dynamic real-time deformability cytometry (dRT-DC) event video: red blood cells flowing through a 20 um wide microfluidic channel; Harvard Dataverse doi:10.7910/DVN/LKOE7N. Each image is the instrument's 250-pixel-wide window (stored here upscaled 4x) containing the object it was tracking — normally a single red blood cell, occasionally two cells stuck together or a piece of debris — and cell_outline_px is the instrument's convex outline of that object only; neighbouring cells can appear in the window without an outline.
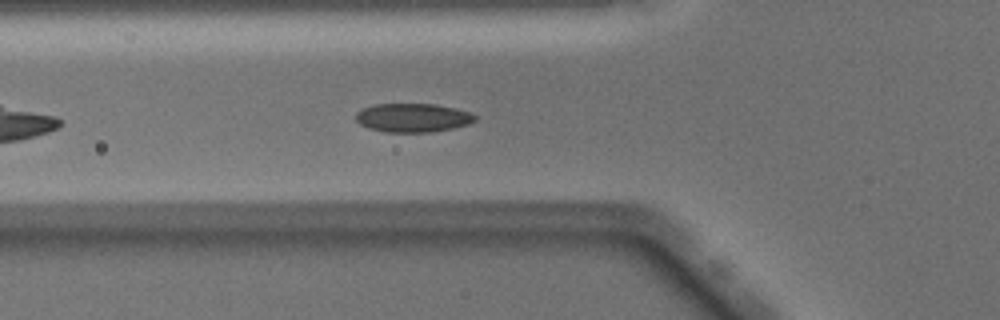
{"species": "Egyptian fruit bat (a non-hibernating species)", "species_latin": "Rousettus aegyptiacus", "temperature_condition": "warm", "stored_images_in_passage": 39, "camera_frame_rate_fps": 3000, "um_per_image_px": 0.085, "animal": {"sex": "male"}, "frame": {"image": 1, "passage_image": 7, "time_ms": 2.0, "image_size_px": [1000, 320], "cell_outline_px": [[476, 120], [468, 124], [452, 128], [432, 132], [388, 132], [368, 128], [360, 124], [356, 120], [356, 112], [360, 108], [376, 104], [436, 104], [456, 108], [472, 112], [476, 116]], "centroid_in_image_um": [35.09, 10.0], "position_along_channel_um": 90.7, "area_um2": 20.11}}
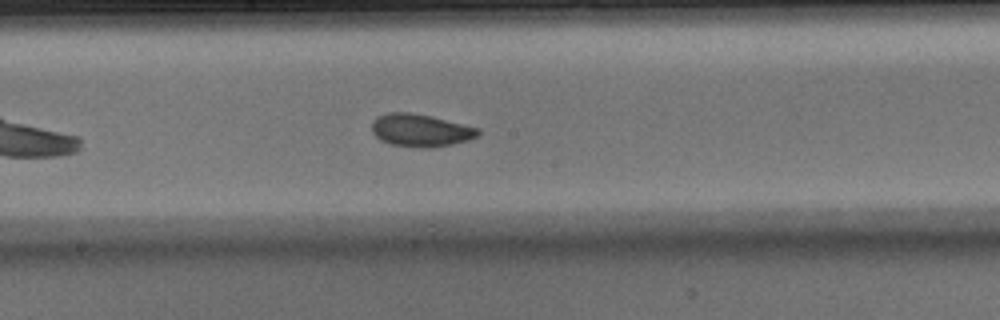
{"frame": {"image": 2, "passage_image": 16, "time_ms": 5.0, "image_size_px": [1000, 320], "cell_outline_px": [[480, 132], [476, 136], [468, 140], [452, 144], [432, 148], [420, 148], [392, 144], [380, 140], [372, 132], [372, 120], [376, 116], [388, 112], [412, 112], [432, 116], [480, 128]], "centroid_in_image_um": [35.73, 11.06], "position_along_channel_um": 212.5, "area_um2": 20.4}}
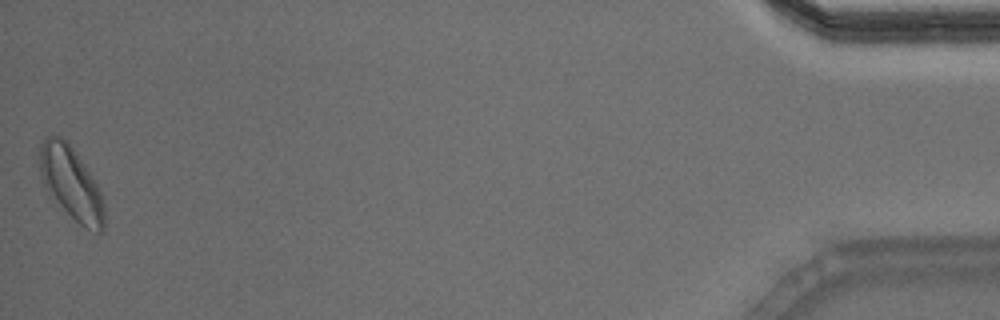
{"frame": {"image": 3, "passage_image": 39, "time_ms": 12.667, "image_size_px": [1000, 320], "cell_outline_px": [[104, 232], [96, 232], [80, 224], [48, 196], [40, 176], [40, 144], [44, 136], [60, 136], [72, 148], [96, 184], [100, 192], [104, 208]], "centroid_in_image_um": [6.0, 15.59], "position_along_channel_um": 429.2, "area_um2": 26.99}, "authors_computed_cell_mechanics": {"area_um2": 20.1722, "velocity_mm_per_s": 4.0317, "shape_relaxation_time_tau1_ms": 3.2954, "shape_relaxation_time_tau2_ms": 3.0711, "deformation_change_tau1": 0.096, "deformation_change_tau2": 0.0779}}